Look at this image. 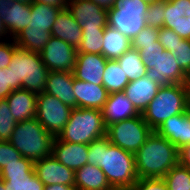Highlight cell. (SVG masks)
<instances>
[{
  "label": "cell",
  "instance_id": "cell-1",
  "mask_svg": "<svg viewBox=\"0 0 190 190\" xmlns=\"http://www.w3.org/2000/svg\"><path fill=\"white\" fill-rule=\"evenodd\" d=\"M87 164L98 166L113 187H132L137 179L135 156L104 136L88 144Z\"/></svg>",
  "mask_w": 190,
  "mask_h": 190
},
{
  "label": "cell",
  "instance_id": "cell-2",
  "mask_svg": "<svg viewBox=\"0 0 190 190\" xmlns=\"http://www.w3.org/2000/svg\"><path fill=\"white\" fill-rule=\"evenodd\" d=\"M134 156L138 178H163L179 163V149L155 131Z\"/></svg>",
  "mask_w": 190,
  "mask_h": 190
},
{
  "label": "cell",
  "instance_id": "cell-3",
  "mask_svg": "<svg viewBox=\"0 0 190 190\" xmlns=\"http://www.w3.org/2000/svg\"><path fill=\"white\" fill-rule=\"evenodd\" d=\"M55 138L36 118H33L17 122L8 141L22 157L35 162L52 155Z\"/></svg>",
  "mask_w": 190,
  "mask_h": 190
},
{
  "label": "cell",
  "instance_id": "cell-4",
  "mask_svg": "<svg viewBox=\"0 0 190 190\" xmlns=\"http://www.w3.org/2000/svg\"><path fill=\"white\" fill-rule=\"evenodd\" d=\"M8 69L13 75V90L25 89L35 94L44 92L49 70L40 53L17 47Z\"/></svg>",
  "mask_w": 190,
  "mask_h": 190
},
{
  "label": "cell",
  "instance_id": "cell-5",
  "mask_svg": "<svg viewBox=\"0 0 190 190\" xmlns=\"http://www.w3.org/2000/svg\"><path fill=\"white\" fill-rule=\"evenodd\" d=\"M107 135L102 110L72 108L70 119L56 137L60 141L75 144H90Z\"/></svg>",
  "mask_w": 190,
  "mask_h": 190
},
{
  "label": "cell",
  "instance_id": "cell-6",
  "mask_svg": "<svg viewBox=\"0 0 190 190\" xmlns=\"http://www.w3.org/2000/svg\"><path fill=\"white\" fill-rule=\"evenodd\" d=\"M186 92L183 84L161 86L154 99L143 111L145 122L156 131L171 116L188 111Z\"/></svg>",
  "mask_w": 190,
  "mask_h": 190
},
{
  "label": "cell",
  "instance_id": "cell-7",
  "mask_svg": "<svg viewBox=\"0 0 190 190\" xmlns=\"http://www.w3.org/2000/svg\"><path fill=\"white\" fill-rule=\"evenodd\" d=\"M148 6L144 0H115L113 7L107 10L108 26L132 40L147 26Z\"/></svg>",
  "mask_w": 190,
  "mask_h": 190
},
{
  "label": "cell",
  "instance_id": "cell-8",
  "mask_svg": "<svg viewBox=\"0 0 190 190\" xmlns=\"http://www.w3.org/2000/svg\"><path fill=\"white\" fill-rule=\"evenodd\" d=\"M152 132L141 114L109 125L106 136L111 144L135 154Z\"/></svg>",
  "mask_w": 190,
  "mask_h": 190
},
{
  "label": "cell",
  "instance_id": "cell-9",
  "mask_svg": "<svg viewBox=\"0 0 190 190\" xmlns=\"http://www.w3.org/2000/svg\"><path fill=\"white\" fill-rule=\"evenodd\" d=\"M72 108L48 93L37 94L36 119L55 137L70 119Z\"/></svg>",
  "mask_w": 190,
  "mask_h": 190
},
{
  "label": "cell",
  "instance_id": "cell-10",
  "mask_svg": "<svg viewBox=\"0 0 190 190\" xmlns=\"http://www.w3.org/2000/svg\"><path fill=\"white\" fill-rule=\"evenodd\" d=\"M77 54L76 47L52 36L40 52L42 62L49 71L71 73H73L76 64Z\"/></svg>",
  "mask_w": 190,
  "mask_h": 190
},
{
  "label": "cell",
  "instance_id": "cell-11",
  "mask_svg": "<svg viewBox=\"0 0 190 190\" xmlns=\"http://www.w3.org/2000/svg\"><path fill=\"white\" fill-rule=\"evenodd\" d=\"M146 76L160 86L183 84L186 73L178 66L171 51L164 49L153 62L145 63Z\"/></svg>",
  "mask_w": 190,
  "mask_h": 190
},
{
  "label": "cell",
  "instance_id": "cell-12",
  "mask_svg": "<svg viewBox=\"0 0 190 190\" xmlns=\"http://www.w3.org/2000/svg\"><path fill=\"white\" fill-rule=\"evenodd\" d=\"M66 8L81 29H105L108 25L107 10L92 0H69Z\"/></svg>",
  "mask_w": 190,
  "mask_h": 190
},
{
  "label": "cell",
  "instance_id": "cell-13",
  "mask_svg": "<svg viewBox=\"0 0 190 190\" xmlns=\"http://www.w3.org/2000/svg\"><path fill=\"white\" fill-rule=\"evenodd\" d=\"M34 171L44 186L54 184L75 186V172L52 155L35 161Z\"/></svg>",
  "mask_w": 190,
  "mask_h": 190
},
{
  "label": "cell",
  "instance_id": "cell-14",
  "mask_svg": "<svg viewBox=\"0 0 190 190\" xmlns=\"http://www.w3.org/2000/svg\"><path fill=\"white\" fill-rule=\"evenodd\" d=\"M163 27L172 29L182 39L190 40V0L165 2Z\"/></svg>",
  "mask_w": 190,
  "mask_h": 190
},
{
  "label": "cell",
  "instance_id": "cell-15",
  "mask_svg": "<svg viewBox=\"0 0 190 190\" xmlns=\"http://www.w3.org/2000/svg\"><path fill=\"white\" fill-rule=\"evenodd\" d=\"M107 59L102 54L78 53L73 70L74 78L94 85H102Z\"/></svg>",
  "mask_w": 190,
  "mask_h": 190
},
{
  "label": "cell",
  "instance_id": "cell-16",
  "mask_svg": "<svg viewBox=\"0 0 190 190\" xmlns=\"http://www.w3.org/2000/svg\"><path fill=\"white\" fill-rule=\"evenodd\" d=\"M155 132L180 150L190 143V109L171 116Z\"/></svg>",
  "mask_w": 190,
  "mask_h": 190
},
{
  "label": "cell",
  "instance_id": "cell-17",
  "mask_svg": "<svg viewBox=\"0 0 190 190\" xmlns=\"http://www.w3.org/2000/svg\"><path fill=\"white\" fill-rule=\"evenodd\" d=\"M106 127L129 118L141 115L123 92L111 93L102 108Z\"/></svg>",
  "mask_w": 190,
  "mask_h": 190
},
{
  "label": "cell",
  "instance_id": "cell-18",
  "mask_svg": "<svg viewBox=\"0 0 190 190\" xmlns=\"http://www.w3.org/2000/svg\"><path fill=\"white\" fill-rule=\"evenodd\" d=\"M45 93L53 95L71 108H77L73 90V73L67 71H49L45 84Z\"/></svg>",
  "mask_w": 190,
  "mask_h": 190
},
{
  "label": "cell",
  "instance_id": "cell-19",
  "mask_svg": "<svg viewBox=\"0 0 190 190\" xmlns=\"http://www.w3.org/2000/svg\"><path fill=\"white\" fill-rule=\"evenodd\" d=\"M161 86L146 75L132 80L124 88L123 93L132 102L135 108L142 114L148 104L157 95Z\"/></svg>",
  "mask_w": 190,
  "mask_h": 190
},
{
  "label": "cell",
  "instance_id": "cell-20",
  "mask_svg": "<svg viewBox=\"0 0 190 190\" xmlns=\"http://www.w3.org/2000/svg\"><path fill=\"white\" fill-rule=\"evenodd\" d=\"M52 156L75 172L87 164L88 145L60 141L55 138Z\"/></svg>",
  "mask_w": 190,
  "mask_h": 190
},
{
  "label": "cell",
  "instance_id": "cell-21",
  "mask_svg": "<svg viewBox=\"0 0 190 190\" xmlns=\"http://www.w3.org/2000/svg\"><path fill=\"white\" fill-rule=\"evenodd\" d=\"M73 90L77 108L102 110L109 93L102 85L77 80L73 75Z\"/></svg>",
  "mask_w": 190,
  "mask_h": 190
},
{
  "label": "cell",
  "instance_id": "cell-22",
  "mask_svg": "<svg viewBox=\"0 0 190 190\" xmlns=\"http://www.w3.org/2000/svg\"><path fill=\"white\" fill-rule=\"evenodd\" d=\"M16 122L36 117L37 94L25 89H16L6 98Z\"/></svg>",
  "mask_w": 190,
  "mask_h": 190
},
{
  "label": "cell",
  "instance_id": "cell-23",
  "mask_svg": "<svg viewBox=\"0 0 190 190\" xmlns=\"http://www.w3.org/2000/svg\"><path fill=\"white\" fill-rule=\"evenodd\" d=\"M51 36L59 38L78 48L82 40V29L68 9L61 10L51 30Z\"/></svg>",
  "mask_w": 190,
  "mask_h": 190
},
{
  "label": "cell",
  "instance_id": "cell-24",
  "mask_svg": "<svg viewBox=\"0 0 190 190\" xmlns=\"http://www.w3.org/2000/svg\"><path fill=\"white\" fill-rule=\"evenodd\" d=\"M102 39V55L107 60H117L126 51L132 48L130 38L108 25L104 29Z\"/></svg>",
  "mask_w": 190,
  "mask_h": 190
},
{
  "label": "cell",
  "instance_id": "cell-25",
  "mask_svg": "<svg viewBox=\"0 0 190 190\" xmlns=\"http://www.w3.org/2000/svg\"><path fill=\"white\" fill-rule=\"evenodd\" d=\"M75 187L77 190H107L111 186L98 166L85 164L75 171Z\"/></svg>",
  "mask_w": 190,
  "mask_h": 190
},
{
  "label": "cell",
  "instance_id": "cell-26",
  "mask_svg": "<svg viewBox=\"0 0 190 190\" xmlns=\"http://www.w3.org/2000/svg\"><path fill=\"white\" fill-rule=\"evenodd\" d=\"M2 19L8 34H10L13 39L23 29L27 28L31 22L30 4L14 1V4L5 10Z\"/></svg>",
  "mask_w": 190,
  "mask_h": 190
},
{
  "label": "cell",
  "instance_id": "cell-27",
  "mask_svg": "<svg viewBox=\"0 0 190 190\" xmlns=\"http://www.w3.org/2000/svg\"><path fill=\"white\" fill-rule=\"evenodd\" d=\"M31 7V22L28 29L44 30L51 33L53 23L55 22L58 13L62 10L52 5H46L39 2H32Z\"/></svg>",
  "mask_w": 190,
  "mask_h": 190
},
{
  "label": "cell",
  "instance_id": "cell-28",
  "mask_svg": "<svg viewBox=\"0 0 190 190\" xmlns=\"http://www.w3.org/2000/svg\"><path fill=\"white\" fill-rule=\"evenodd\" d=\"M50 37L51 33L48 31L25 28L14 37V40L21 49L40 53Z\"/></svg>",
  "mask_w": 190,
  "mask_h": 190
},
{
  "label": "cell",
  "instance_id": "cell-29",
  "mask_svg": "<svg viewBox=\"0 0 190 190\" xmlns=\"http://www.w3.org/2000/svg\"><path fill=\"white\" fill-rule=\"evenodd\" d=\"M129 79L117 60H107L103 74L102 86L109 94L123 92L129 84Z\"/></svg>",
  "mask_w": 190,
  "mask_h": 190
},
{
  "label": "cell",
  "instance_id": "cell-30",
  "mask_svg": "<svg viewBox=\"0 0 190 190\" xmlns=\"http://www.w3.org/2000/svg\"><path fill=\"white\" fill-rule=\"evenodd\" d=\"M129 81L145 76L147 68L142 61L139 50L129 49L117 59Z\"/></svg>",
  "mask_w": 190,
  "mask_h": 190
},
{
  "label": "cell",
  "instance_id": "cell-31",
  "mask_svg": "<svg viewBox=\"0 0 190 190\" xmlns=\"http://www.w3.org/2000/svg\"><path fill=\"white\" fill-rule=\"evenodd\" d=\"M6 190H44V184L32 174L0 175Z\"/></svg>",
  "mask_w": 190,
  "mask_h": 190
},
{
  "label": "cell",
  "instance_id": "cell-32",
  "mask_svg": "<svg viewBox=\"0 0 190 190\" xmlns=\"http://www.w3.org/2000/svg\"><path fill=\"white\" fill-rule=\"evenodd\" d=\"M168 190H190V168L178 163L163 177Z\"/></svg>",
  "mask_w": 190,
  "mask_h": 190
},
{
  "label": "cell",
  "instance_id": "cell-33",
  "mask_svg": "<svg viewBox=\"0 0 190 190\" xmlns=\"http://www.w3.org/2000/svg\"><path fill=\"white\" fill-rule=\"evenodd\" d=\"M103 32L104 29H82V40L77 52L102 54Z\"/></svg>",
  "mask_w": 190,
  "mask_h": 190
},
{
  "label": "cell",
  "instance_id": "cell-34",
  "mask_svg": "<svg viewBox=\"0 0 190 190\" xmlns=\"http://www.w3.org/2000/svg\"><path fill=\"white\" fill-rule=\"evenodd\" d=\"M17 122L15 121L6 99L0 100V140L8 141L11 138Z\"/></svg>",
  "mask_w": 190,
  "mask_h": 190
},
{
  "label": "cell",
  "instance_id": "cell-35",
  "mask_svg": "<svg viewBox=\"0 0 190 190\" xmlns=\"http://www.w3.org/2000/svg\"><path fill=\"white\" fill-rule=\"evenodd\" d=\"M165 2L151 3L145 15L146 25L154 28H162L164 23Z\"/></svg>",
  "mask_w": 190,
  "mask_h": 190
},
{
  "label": "cell",
  "instance_id": "cell-36",
  "mask_svg": "<svg viewBox=\"0 0 190 190\" xmlns=\"http://www.w3.org/2000/svg\"><path fill=\"white\" fill-rule=\"evenodd\" d=\"M158 41V28L144 27L132 40V49L139 50L145 46L155 45Z\"/></svg>",
  "mask_w": 190,
  "mask_h": 190
},
{
  "label": "cell",
  "instance_id": "cell-37",
  "mask_svg": "<svg viewBox=\"0 0 190 190\" xmlns=\"http://www.w3.org/2000/svg\"><path fill=\"white\" fill-rule=\"evenodd\" d=\"M172 54L174 55L178 66L185 73H188L190 71V40L182 39L181 43H178L175 46Z\"/></svg>",
  "mask_w": 190,
  "mask_h": 190
},
{
  "label": "cell",
  "instance_id": "cell-38",
  "mask_svg": "<svg viewBox=\"0 0 190 190\" xmlns=\"http://www.w3.org/2000/svg\"><path fill=\"white\" fill-rule=\"evenodd\" d=\"M34 162L31 159L22 157L19 162H11L0 170V175L32 174Z\"/></svg>",
  "mask_w": 190,
  "mask_h": 190
},
{
  "label": "cell",
  "instance_id": "cell-39",
  "mask_svg": "<svg viewBox=\"0 0 190 190\" xmlns=\"http://www.w3.org/2000/svg\"><path fill=\"white\" fill-rule=\"evenodd\" d=\"M22 155L12 146L9 141L0 140V170L11 162H19Z\"/></svg>",
  "mask_w": 190,
  "mask_h": 190
},
{
  "label": "cell",
  "instance_id": "cell-40",
  "mask_svg": "<svg viewBox=\"0 0 190 190\" xmlns=\"http://www.w3.org/2000/svg\"><path fill=\"white\" fill-rule=\"evenodd\" d=\"M158 41L165 50L172 52L175 46L181 43L182 38L172 29L162 27L158 29Z\"/></svg>",
  "mask_w": 190,
  "mask_h": 190
},
{
  "label": "cell",
  "instance_id": "cell-41",
  "mask_svg": "<svg viewBox=\"0 0 190 190\" xmlns=\"http://www.w3.org/2000/svg\"><path fill=\"white\" fill-rule=\"evenodd\" d=\"M131 190H168L163 178H138Z\"/></svg>",
  "mask_w": 190,
  "mask_h": 190
},
{
  "label": "cell",
  "instance_id": "cell-42",
  "mask_svg": "<svg viewBox=\"0 0 190 190\" xmlns=\"http://www.w3.org/2000/svg\"><path fill=\"white\" fill-rule=\"evenodd\" d=\"M13 91V75L8 67L0 69V100L6 99Z\"/></svg>",
  "mask_w": 190,
  "mask_h": 190
},
{
  "label": "cell",
  "instance_id": "cell-43",
  "mask_svg": "<svg viewBox=\"0 0 190 190\" xmlns=\"http://www.w3.org/2000/svg\"><path fill=\"white\" fill-rule=\"evenodd\" d=\"M16 48L17 45L14 38L12 43L0 42V69H4L9 66Z\"/></svg>",
  "mask_w": 190,
  "mask_h": 190
},
{
  "label": "cell",
  "instance_id": "cell-44",
  "mask_svg": "<svg viewBox=\"0 0 190 190\" xmlns=\"http://www.w3.org/2000/svg\"><path fill=\"white\" fill-rule=\"evenodd\" d=\"M164 51V48L162 45L157 41L155 45H149L145 46V48L139 49L142 61L144 63H150L155 60V58L159 55V53H162Z\"/></svg>",
  "mask_w": 190,
  "mask_h": 190
},
{
  "label": "cell",
  "instance_id": "cell-45",
  "mask_svg": "<svg viewBox=\"0 0 190 190\" xmlns=\"http://www.w3.org/2000/svg\"><path fill=\"white\" fill-rule=\"evenodd\" d=\"M179 163L190 168V143L179 150Z\"/></svg>",
  "mask_w": 190,
  "mask_h": 190
},
{
  "label": "cell",
  "instance_id": "cell-46",
  "mask_svg": "<svg viewBox=\"0 0 190 190\" xmlns=\"http://www.w3.org/2000/svg\"><path fill=\"white\" fill-rule=\"evenodd\" d=\"M69 0H33V2H39L46 5H52L60 9H66Z\"/></svg>",
  "mask_w": 190,
  "mask_h": 190
},
{
  "label": "cell",
  "instance_id": "cell-47",
  "mask_svg": "<svg viewBox=\"0 0 190 190\" xmlns=\"http://www.w3.org/2000/svg\"><path fill=\"white\" fill-rule=\"evenodd\" d=\"M183 85L186 92L187 105H188V108L190 109V71L186 73Z\"/></svg>",
  "mask_w": 190,
  "mask_h": 190
},
{
  "label": "cell",
  "instance_id": "cell-48",
  "mask_svg": "<svg viewBox=\"0 0 190 190\" xmlns=\"http://www.w3.org/2000/svg\"><path fill=\"white\" fill-rule=\"evenodd\" d=\"M44 190H77L75 186H69V185H46L44 186Z\"/></svg>",
  "mask_w": 190,
  "mask_h": 190
},
{
  "label": "cell",
  "instance_id": "cell-49",
  "mask_svg": "<svg viewBox=\"0 0 190 190\" xmlns=\"http://www.w3.org/2000/svg\"><path fill=\"white\" fill-rule=\"evenodd\" d=\"M105 10H109L113 7L115 0H92Z\"/></svg>",
  "mask_w": 190,
  "mask_h": 190
},
{
  "label": "cell",
  "instance_id": "cell-50",
  "mask_svg": "<svg viewBox=\"0 0 190 190\" xmlns=\"http://www.w3.org/2000/svg\"><path fill=\"white\" fill-rule=\"evenodd\" d=\"M14 4L13 0H0V17L3 18V14L7 8H10Z\"/></svg>",
  "mask_w": 190,
  "mask_h": 190
},
{
  "label": "cell",
  "instance_id": "cell-51",
  "mask_svg": "<svg viewBox=\"0 0 190 190\" xmlns=\"http://www.w3.org/2000/svg\"><path fill=\"white\" fill-rule=\"evenodd\" d=\"M8 31H7V28L4 24V21L3 19L0 17V39L2 36H5L7 35Z\"/></svg>",
  "mask_w": 190,
  "mask_h": 190
},
{
  "label": "cell",
  "instance_id": "cell-52",
  "mask_svg": "<svg viewBox=\"0 0 190 190\" xmlns=\"http://www.w3.org/2000/svg\"><path fill=\"white\" fill-rule=\"evenodd\" d=\"M107 190H131V187H113V186H111Z\"/></svg>",
  "mask_w": 190,
  "mask_h": 190
},
{
  "label": "cell",
  "instance_id": "cell-53",
  "mask_svg": "<svg viewBox=\"0 0 190 190\" xmlns=\"http://www.w3.org/2000/svg\"><path fill=\"white\" fill-rule=\"evenodd\" d=\"M13 1H18V2L24 3V4H31L33 2V0H13Z\"/></svg>",
  "mask_w": 190,
  "mask_h": 190
},
{
  "label": "cell",
  "instance_id": "cell-54",
  "mask_svg": "<svg viewBox=\"0 0 190 190\" xmlns=\"http://www.w3.org/2000/svg\"><path fill=\"white\" fill-rule=\"evenodd\" d=\"M0 190H6L4 187V181L1 177H0Z\"/></svg>",
  "mask_w": 190,
  "mask_h": 190
},
{
  "label": "cell",
  "instance_id": "cell-55",
  "mask_svg": "<svg viewBox=\"0 0 190 190\" xmlns=\"http://www.w3.org/2000/svg\"><path fill=\"white\" fill-rule=\"evenodd\" d=\"M145 2H147L148 4H151V3H157V2H160L162 0H144Z\"/></svg>",
  "mask_w": 190,
  "mask_h": 190
}]
</instances>
